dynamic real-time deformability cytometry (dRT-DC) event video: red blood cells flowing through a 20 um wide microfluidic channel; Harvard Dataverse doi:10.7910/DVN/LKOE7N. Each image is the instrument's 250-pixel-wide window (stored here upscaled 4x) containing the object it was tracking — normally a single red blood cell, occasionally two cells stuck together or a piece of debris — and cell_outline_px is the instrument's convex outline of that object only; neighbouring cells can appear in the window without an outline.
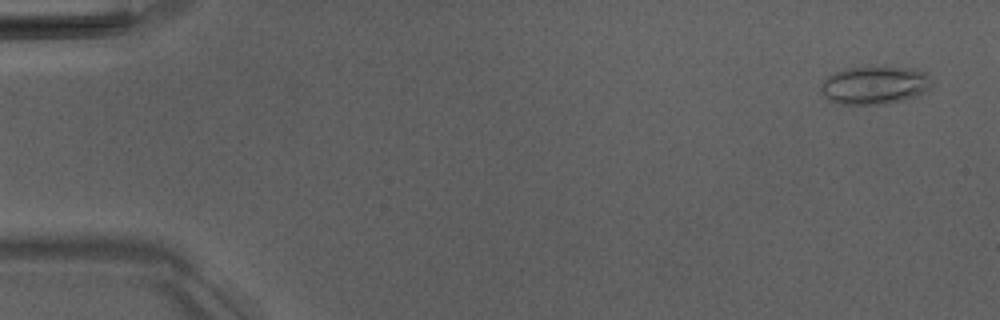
{"species": "Egyptian fruit bat (a non-hibernating species)", "species_latin": "Rousettus aegyptiacus", "temperature_condition": "room temperature", "stored_images_in_passage": 52, "camera_frame_rate_fps": 3000, "um_per_image_px": 0.085, "animal": {"sex": "male"}, "frame": {"image": 1, "passage_image": 3, "time_ms": 0.667, "image_size_px": [1000, 320], "cell_outline_px": [[932, 80], [928, 88], [924, 92], [916, 96], [904, 100], [888, 104], [840, 104], [828, 100], [824, 96], [820, 88], [820, 84], [828, 76], [836, 72], [848, 68], [868, 64], [904, 68], [928, 72]], "centroid_in_image_um": [74.33, 7.22], "position_along_channel_um": 10.7, "area_um2": 25.14}}
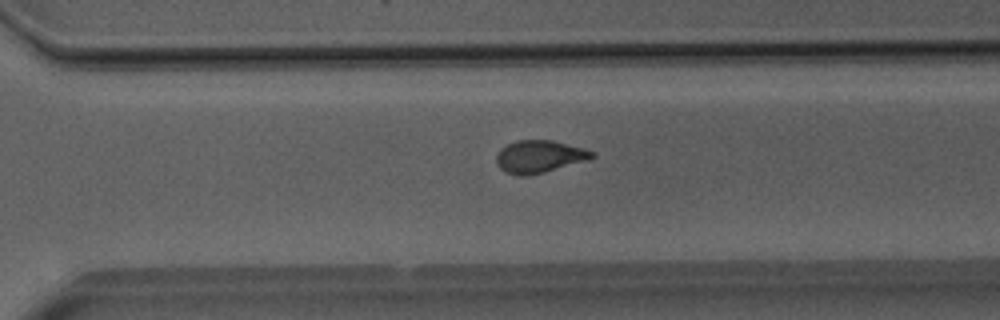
{"frame": {"image": 2, "passage_image": 37, "time_ms": 12.0, "image_size_px": [1000, 320], "cell_outline_px": [[596, 156], [588, 160], [544, 172], [528, 176], [520, 176], [504, 172], [496, 164], [496, 156], [500, 148], [516, 140], [552, 140], [584, 148], [596, 152]], "centroid_in_image_um": [45.84, 13.31], "position_along_channel_um": 324.8, "area_um2": 18.26}}
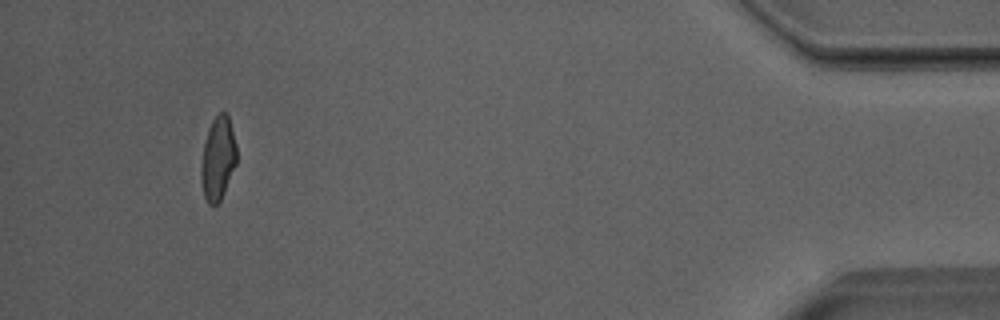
{"frame": {"image": 3, "passage_image": 49, "time_ms": 16.0, "image_size_px": [1000, 320], "cell_outline_px": [[236, 164], [224, 192], [220, 200], [212, 208], [208, 204], [204, 196], [200, 180], [200, 164], [204, 144], [208, 128], [212, 120], [220, 112], [224, 112], [228, 116], [236, 144]], "centroid_in_image_um": [18.5, 13.51], "position_along_channel_um": 416.7, "area_um2": 17.34}, "authors_computed_cell_mechanics": {"area_um2": 18.4093, "velocity_mm_per_s": 4.0197, "shape_relaxation_time_tau1_ms": 7.2505, "shape_relaxation_time_tau2_ms": 1.765, "deformation_change_tau1": 0.2197, "deformation_change_tau2": 0.096}}